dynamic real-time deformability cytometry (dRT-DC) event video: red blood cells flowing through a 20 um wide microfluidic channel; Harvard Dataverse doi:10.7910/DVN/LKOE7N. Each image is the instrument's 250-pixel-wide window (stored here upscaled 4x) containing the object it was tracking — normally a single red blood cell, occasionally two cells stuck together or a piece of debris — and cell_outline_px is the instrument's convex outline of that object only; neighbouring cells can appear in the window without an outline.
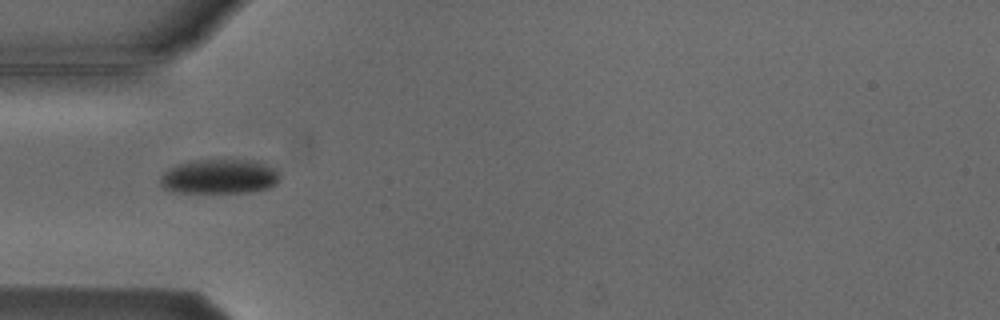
{"species": "Egyptian fruit bat (a non-hibernating species)", "species_latin": "Rousettus aegyptiacus", "temperature_condition": "cold", "stored_images_in_passage": 6, "camera_frame_rate_fps": 3000, "um_per_image_px": 0.085, "animal": {"sex": "male"}, "frame": {"image": 1, "passage_image": 4, "time_ms": 4.333, "image_size_px": [1000, 320], "cell_outline_px": [[280, 176], [276, 184], [268, 188], [248, 192], [172, 192], [164, 188], [160, 184], [160, 176], [168, 168], [176, 164], [192, 160], [224, 156], [260, 160], [276, 168], [280, 172]], "centroid_in_image_um": [18.69, 14.93], "position_along_channel_um": 66.3, "area_um2": 25.43}}
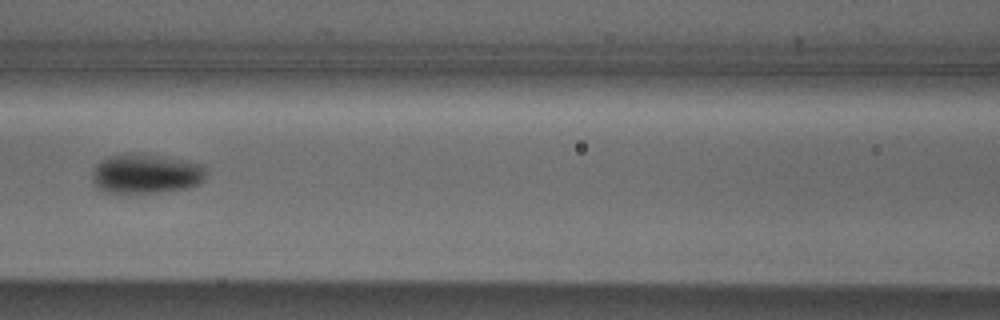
{"frame": {"image": 2, "passage_image": 6, "time_ms": 6.667, "image_size_px": [1000, 320], "cell_outline_px": [[204, 180], [200, 184], [188, 188], [160, 192], [104, 192], [92, 184], [92, 172], [96, 164], [108, 156], [124, 152], [140, 152], [164, 156], [204, 164]], "centroid_in_image_um": [12.38, 14.74], "position_along_channel_um": 154.2, "area_um2": 26.76}}